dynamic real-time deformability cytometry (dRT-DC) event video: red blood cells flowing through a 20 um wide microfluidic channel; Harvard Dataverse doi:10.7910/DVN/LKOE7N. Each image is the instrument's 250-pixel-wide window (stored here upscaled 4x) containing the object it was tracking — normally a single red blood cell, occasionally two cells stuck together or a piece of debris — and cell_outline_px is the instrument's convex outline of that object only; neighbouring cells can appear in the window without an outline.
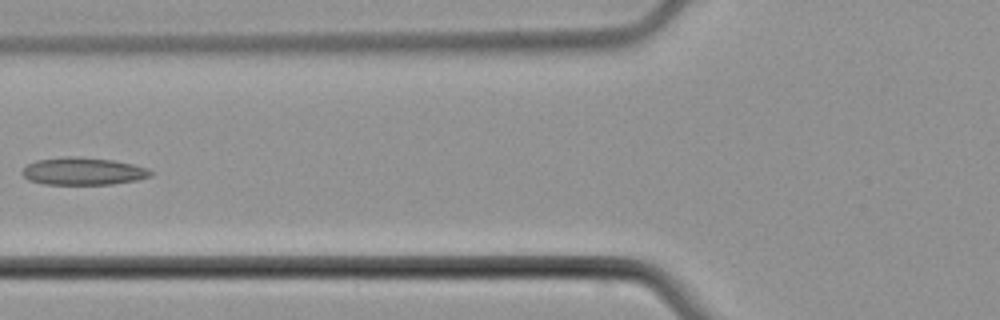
{"species": "common noctule bat (a hibernating species)", "species_latin": "Nyctalus noctula", "temperature_condition": "cold", "stored_images_in_passage": 6, "camera_frame_rate_fps": 3000, "um_per_image_px": 0.085, "animal": {"sex": "male", "body_mass_g": 21.5, "forearm_length_mm": 52.0}, "frame": {"image": 1, "passage_image": 6, "time_ms": 7.333, "image_size_px": [1000, 320], "cell_outline_px": [[152, 176], [136, 180], [112, 184], [44, 184], [28, 180], [20, 172], [28, 164], [36, 160], [64, 156], [76, 156], [112, 160], [132, 164], [148, 168], [152, 172]], "centroid_in_image_um": [7.05, 14.55], "position_along_channel_um": 118.8, "area_um2": 20.58}}